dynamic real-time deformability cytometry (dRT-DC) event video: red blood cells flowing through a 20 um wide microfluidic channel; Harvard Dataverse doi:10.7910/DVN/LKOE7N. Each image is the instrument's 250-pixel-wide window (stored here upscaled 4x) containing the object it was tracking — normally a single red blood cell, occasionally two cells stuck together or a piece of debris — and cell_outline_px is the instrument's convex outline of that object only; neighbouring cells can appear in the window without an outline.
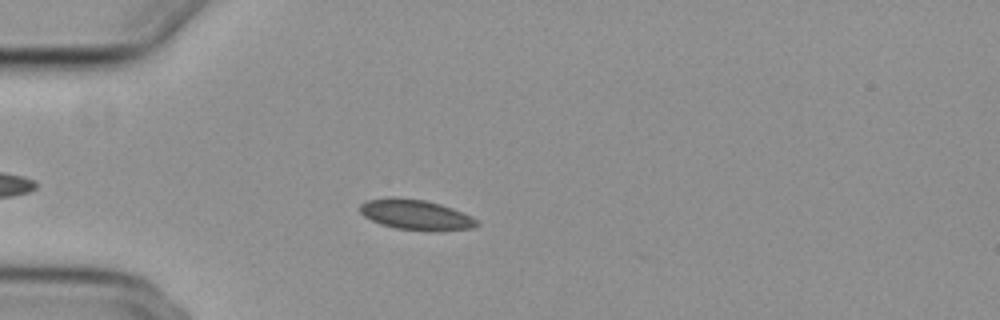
{"species": "common noctule bat (a hibernating species)", "species_latin": "Nyctalus noctula", "temperature_condition": "cold", "stored_images_in_passage": 40, "camera_frame_rate_fps": 3000, "um_per_image_px": 0.085, "animal": {"sex": "female", "body_mass_g": 29.2, "forearm_length_mm": 56.3}, "frame": {"image": 1, "passage_image": 9, "time_ms": 2.667, "image_size_px": [1000, 320], "cell_outline_px": [[480, 224], [472, 228], [436, 232], [432, 232], [396, 228], [380, 224], [364, 216], [360, 212], [360, 204], [368, 200], [388, 196], [392, 196], [424, 200], [440, 204], [452, 208], [472, 216]], "centroid_in_image_um": [35.35, 18.26], "position_along_channel_um": 49.7, "area_um2": 20.87}}
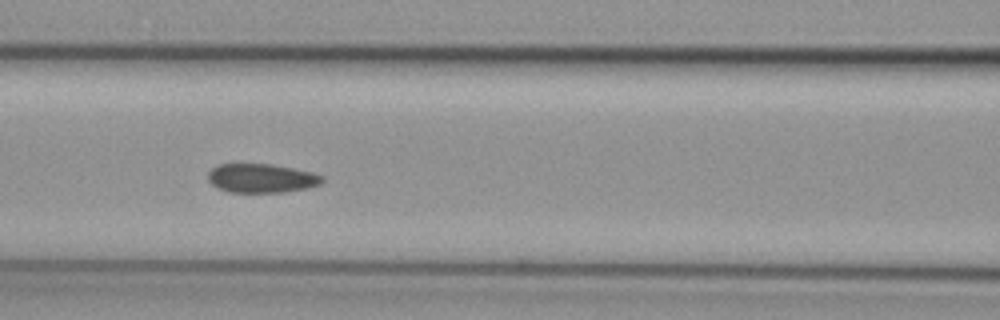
{"frame": {"image": 2, "passage_image": 18, "time_ms": 5.667, "image_size_px": [1000, 320], "cell_outline_px": [[324, 180], [320, 184], [308, 188], [284, 192], [228, 192], [216, 188], [208, 180], [208, 172], [216, 164], [272, 164], [312, 172], [324, 176]], "centroid_in_image_um": [22.21, 15.15], "position_along_channel_um": 144.4, "area_um2": 19.42}}
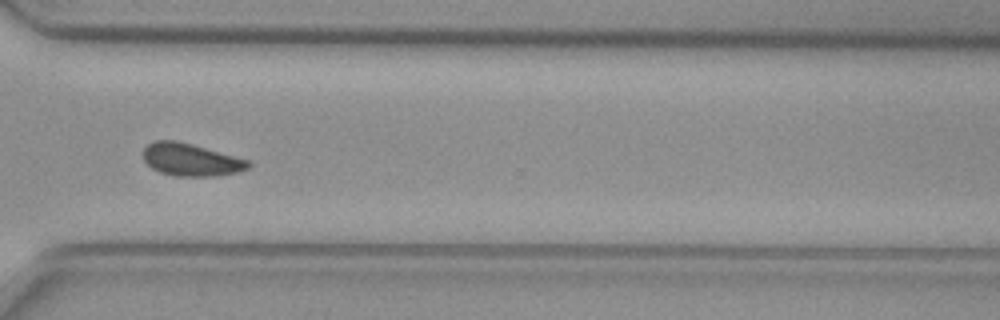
{"frame": {"image": 3, "passage_image": 35, "time_ms": 11.333, "image_size_px": [1000, 320], "cell_outline_px": [[252, 164], [248, 168], [236, 172], [216, 176], [172, 176], [160, 172], [152, 168], [144, 160], [144, 148], [148, 144], [156, 140], [176, 140], [192, 144], [248, 160]], "centroid_in_image_um": [16.21, 13.58], "position_along_channel_um": 354.4, "area_um2": 19.77}, "authors_computed_cell_mechanics": {"area_um2": 20.23, "velocity_mm_per_s": 3.71, "shape_relaxation_time_tau1_ms": 10.9502, "shape_relaxation_time_tau2_ms": 1.3457, "deformation_change_tau1": 0.0997, "deformation_change_tau2": 0.0387}}